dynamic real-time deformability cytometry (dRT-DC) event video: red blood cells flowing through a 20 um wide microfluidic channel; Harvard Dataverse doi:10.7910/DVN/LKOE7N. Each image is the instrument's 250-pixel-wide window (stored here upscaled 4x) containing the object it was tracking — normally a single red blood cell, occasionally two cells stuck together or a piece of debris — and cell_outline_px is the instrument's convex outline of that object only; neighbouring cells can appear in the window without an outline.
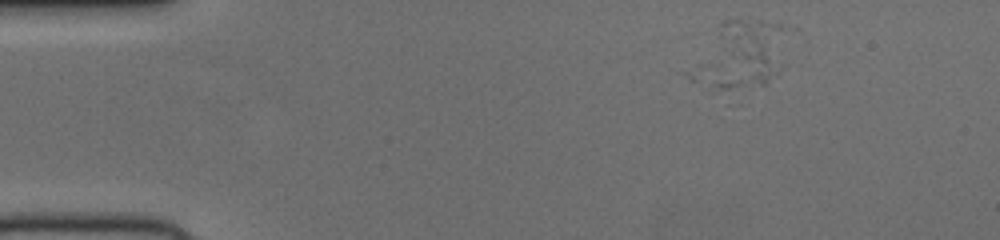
{"species": "human", "species_latin": "Homo sapiens", "temperature_condition": "cold", "stored_images_in_passage": 4, "camera_frame_rate_fps": 3000, "um_per_image_px": 0.085, "donor": {"sex": "female"}, "frame": {"image": 1, "passage_image": 4, "time_ms": 1.0, "image_size_px": [1000, 240], "cell_outline_px": [[784, 64], [764, 84], [712, 92], [688, 80], [684, 72], [720, 24], [724, 20], [760, 20], [780, 24]], "centroid_in_image_um": [62.75, 4.76], "position_along_channel_um": 22.3, "area_um2": 38.09}}